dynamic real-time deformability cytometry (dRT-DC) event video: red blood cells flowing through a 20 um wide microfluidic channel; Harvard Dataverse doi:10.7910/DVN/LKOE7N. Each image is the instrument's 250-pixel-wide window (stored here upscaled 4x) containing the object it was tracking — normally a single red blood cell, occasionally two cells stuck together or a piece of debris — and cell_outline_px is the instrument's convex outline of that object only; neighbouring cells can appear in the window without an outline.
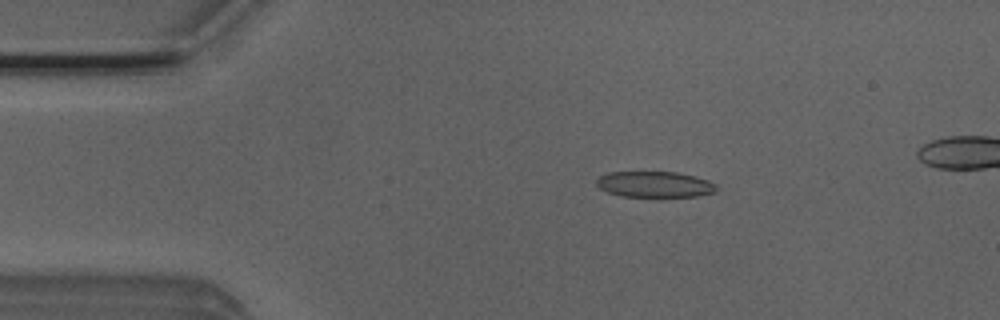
{"species": "Egyptian fruit bat (a non-hibernating species)", "species_latin": "Rousettus aegyptiacus", "temperature_condition": "room temperature", "stored_images_in_passage": 5, "camera_frame_rate_fps": 3000, "um_per_image_px": 0.085, "animal": {"sex": "male"}, "frame": {"image": 1, "passage_image": 3, "time_ms": 0.667, "image_size_px": [1000, 320], "cell_outline_px": [[716, 188], [712, 192], [696, 196], [660, 200], [620, 196], [608, 192], [600, 188], [596, 184], [596, 180], [600, 176], [608, 172], [676, 172], [696, 176], [708, 180], [716, 184]], "centroid_in_image_um": [55.64, 15.72], "position_along_channel_um": 29.4, "area_um2": 19.02}}